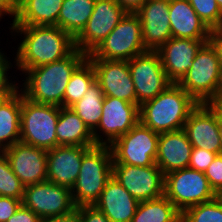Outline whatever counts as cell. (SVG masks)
Returning a JSON list of instances; mask_svg holds the SVG:
<instances>
[{
  "label": "cell",
  "mask_w": 222,
  "mask_h": 222,
  "mask_svg": "<svg viewBox=\"0 0 222 222\" xmlns=\"http://www.w3.org/2000/svg\"><path fill=\"white\" fill-rule=\"evenodd\" d=\"M18 89L0 100V152L20 142L21 93Z\"/></svg>",
  "instance_id": "obj_26"
},
{
  "label": "cell",
  "mask_w": 222,
  "mask_h": 222,
  "mask_svg": "<svg viewBox=\"0 0 222 222\" xmlns=\"http://www.w3.org/2000/svg\"><path fill=\"white\" fill-rule=\"evenodd\" d=\"M112 165V153L108 145H96L83 155L78 178L71 188L76 207L94 205L98 201L112 177Z\"/></svg>",
  "instance_id": "obj_4"
},
{
  "label": "cell",
  "mask_w": 222,
  "mask_h": 222,
  "mask_svg": "<svg viewBox=\"0 0 222 222\" xmlns=\"http://www.w3.org/2000/svg\"><path fill=\"white\" fill-rule=\"evenodd\" d=\"M18 9V0H0V18L4 16L3 14H8L13 16V23L16 19Z\"/></svg>",
  "instance_id": "obj_40"
},
{
  "label": "cell",
  "mask_w": 222,
  "mask_h": 222,
  "mask_svg": "<svg viewBox=\"0 0 222 222\" xmlns=\"http://www.w3.org/2000/svg\"><path fill=\"white\" fill-rule=\"evenodd\" d=\"M0 196L13 197L21 201L24 196V186L12 171L3 152H0Z\"/></svg>",
  "instance_id": "obj_32"
},
{
  "label": "cell",
  "mask_w": 222,
  "mask_h": 222,
  "mask_svg": "<svg viewBox=\"0 0 222 222\" xmlns=\"http://www.w3.org/2000/svg\"><path fill=\"white\" fill-rule=\"evenodd\" d=\"M86 58V53L75 49L62 60L28 69L24 89L20 91L34 103L64 107V94L70 77Z\"/></svg>",
  "instance_id": "obj_2"
},
{
  "label": "cell",
  "mask_w": 222,
  "mask_h": 222,
  "mask_svg": "<svg viewBox=\"0 0 222 222\" xmlns=\"http://www.w3.org/2000/svg\"><path fill=\"white\" fill-rule=\"evenodd\" d=\"M140 18L127 12L115 29L90 53L87 59L129 61L146 52Z\"/></svg>",
  "instance_id": "obj_7"
},
{
  "label": "cell",
  "mask_w": 222,
  "mask_h": 222,
  "mask_svg": "<svg viewBox=\"0 0 222 222\" xmlns=\"http://www.w3.org/2000/svg\"><path fill=\"white\" fill-rule=\"evenodd\" d=\"M129 13H135L147 0H116Z\"/></svg>",
  "instance_id": "obj_42"
},
{
  "label": "cell",
  "mask_w": 222,
  "mask_h": 222,
  "mask_svg": "<svg viewBox=\"0 0 222 222\" xmlns=\"http://www.w3.org/2000/svg\"><path fill=\"white\" fill-rule=\"evenodd\" d=\"M136 91V104L140 106L154 99L172 83L167 79L157 51L147 50L128 61Z\"/></svg>",
  "instance_id": "obj_10"
},
{
  "label": "cell",
  "mask_w": 222,
  "mask_h": 222,
  "mask_svg": "<svg viewBox=\"0 0 222 222\" xmlns=\"http://www.w3.org/2000/svg\"><path fill=\"white\" fill-rule=\"evenodd\" d=\"M139 122V106L111 96H105L102 115L97 128L92 132L96 145L110 146ZM103 132L105 140L98 135ZM102 139V140H101ZM108 141V142H107Z\"/></svg>",
  "instance_id": "obj_14"
},
{
  "label": "cell",
  "mask_w": 222,
  "mask_h": 222,
  "mask_svg": "<svg viewBox=\"0 0 222 222\" xmlns=\"http://www.w3.org/2000/svg\"><path fill=\"white\" fill-rule=\"evenodd\" d=\"M42 219L23 204L7 220V222H41Z\"/></svg>",
  "instance_id": "obj_38"
},
{
  "label": "cell",
  "mask_w": 222,
  "mask_h": 222,
  "mask_svg": "<svg viewBox=\"0 0 222 222\" xmlns=\"http://www.w3.org/2000/svg\"><path fill=\"white\" fill-rule=\"evenodd\" d=\"M188 140L193 147L222 154V142L218 127V106L198 104L184 124Z\"/></svg>",
  "instance_id": "obj_15"
},
{
  "label": "cell",
  "mask_w": 222,
  "mask_h": 222,
  "mask_svg": "<svg viewBox=\"0 0 222 222\" xmlns=\"http://www.w3.org/2000/svg\"><path fill=\"white\" fill-rule=\"evenodd\" d=\"M3 153L24 187L47 181V150L17 142Z\"/></svg>",
  "instance_id": "obj_17"
},
{
  "label": "cell",
  "mask_w": 222,
  "mask_h": 222,
  "mask_svg": "<svg viewBox=\"0 0 222 222\" xmlns=\"http://www.w3.org/2000/svg\"><path fill=\"white\" fill-rule=\"evenodd\" d=\"M104 92L100 85L95 81L84 94L82 99L71 105V108L93 132L100 121L102 115V106L104 100Z\"/></svg>",
  "instance_id": "obj_29"
},
{
  "label": "cell",
  "mask_w": 222,
  "mask_h": 222,
  "mask_svg": "<svg viewBox=\"0 0 222 222\" xmlns=\"http://www.w3.org/2000/svg\"><path fill=\"white\" fill-rule=\"evenodd\" d=\"M0 67H12L11 62H9L6 59V56L4 55V53L2 54L1 51H0Z\"/></svg>",
  "instance_id": "obj_46"
},
{
  "label": "cell",
  "mask_w": 222,
  "mask_h": 222,
  "mask_svg": "<svg viewBox=\"0 0 222 222\" xmlns=\"http://www.w3.org/2000/svg\"><path fill=\"white\" fill-rule=\"evenodd\" d=\"M57 146L94 147L93 133L83 120L69 107H60L56 125Z\"/></svg>",
  "instance_id": "obj_25"
},
{
  "label": "cell",
  "mask_w": 222,
  "mask_h": 222,
  "mask_svg": "<svg viewBox=\"0 0 222 222\" xmlns=\"http://www.w3.org/2000/svg\"><path fill=\"white\" fill-rule=\"evenodd\" d=\"M159 133L138 122L111 145L113 164L152 166L155 164Z\"/></svg>",
  "instance_id": "obj_9"
},
{
  "label": "cell",
  "mask_w": 222,
  "mask_h": 222,
  "mask_svg": "<svg viewBox=\"0 0 222 222\" xmlns=\"http://www.w3.org/2000/svg\"><path fill=\"white\" fill-rule=\"evenodd\" d=\"M96 0H64L57 26L75 38L91 17Z\"/></svg>",
  "instance_id": "obj_27"
},
{
  "label": "cell",
  "mask_w": 222,
  "mask_h": 222,
  "mask_svg": "<svg viewBox=\"0 0 222 222\" xmlns=\"http://www.w3.org/2000/svg\"><path fill=\"white\" fill-rule=\"evenodd\" d=\"M79 222H110V220L94 205L77 207Z\"/></svg>",
  "instance_id": "obj_36"
},
{
  "label": "cell",
  "mask_w": 222,
  "mask_h": 222,
  "mask_svg": "<svg viewBox=\"0 0 222 222\" xmlns=\"http://www.w3.org/2000/svg\"><path fill=\"white\" fill-rule=\"evenodd\" d=\"M90 148L65 145L47 150V181L71 189L78 178L83 155Z\"/></svg>",
  "instance_id": "obj_20"
},
{
  "label": "cell",
  "mask_w": 222,
  "mask_h": 222,
  "mask_svg": "<svg viewBox=\"0 0 222 222\" xmlns=\"http://www.w3.org/2000/svg\"><path fill=\"white\" fill-rule=\"evenodd\" d=\"M60 106L29 101L21 92L20 142L45 150L57 147Z\"/></svg>",
  "instance_id": "obj_6"
},
{
  "label": "cell",
  "mask_w": 222,
  "mask_h": 222,
  "mask_svg": "<svg viewBox=\"0 0 222 222\" xmlns=\"http://www.w3.org/2000/svg\"><path fill=\"white\" fill-rule=\"evenodd\" d=\"M135 13L141 21L142 39L146 50L157 51L172 38L169 0H147Z\"/></svg>",
  "instance_id": "obj_18"
},
{
  "label": "cell",
  "mask_w": 222,
  "mask_h": 222,
  "mask_svg": "<svg viewBox=\"0 0 222 222\" xmlns=\"http://www.w3.org/2000/svg\"><path fill=\"white\" fill-rule=\"evenodd\" d=\"M126 13L116 0H96L87 24L74 38L75 49L90 54L115 29Z\"/></svg>",
  "instance_id": "obj_12"
},
{
  "label": "cell",
  "mask_w": 222,
  "mask_h": 222,
  "mask_svg": "<svg viewBox=\"0 0 222 222\" xmlns=\"http://www.w3.org/2000/svg\"><path fill=\"white\" fill-rule=\"evenodd\" d=\"M41 222H79V215L77 213V207H76V210L70 214H67L64 216L45 218V219H42Z\"/></svg>",
  "instance_id": "obj_43"
},
{
  "label": "cell",
  "mask_w": 222,
  "mask_h": 222,
  "mask_svg": "<svg viewBox=\"0 0 222 222\" xmlns=\"http://www.w3.org/2000/svg\"><path fill=\"white\" fill-rule=\"evenodd\" d=\"M164 195L181 214L190 207L218 196L205 174L189 167L165 175Z\"/></svg>",
  "instance_id": "obj_8"
},
{
  "label": "cell",
  "mask_w": 222,
  "mask_h": 222,
  "mask_svg": "<svg viewBox=\"0 0 222 222\" xmlns=\"http://www.w3.org/2000/svg\"><path fill=\"white\" fill-rule=\"evenodd\" d=\"M64 0H18L12 26H57Z\"/></svg>",
  "instance_id": "obj_24"
},
{
  "label": "cell",
  "mask_w": 222,
  "mask_h": 222,
  "mask_svg": "<svg viewBox=\"0 0 222 222\" xmlns=\"http://www.w3.org/2000/svg\"><path fill=\"white\" fill-rule=\"evenodd\" d=\"M216 155L214 152L193 147L188 167L204 173Z\"/></svg>",
  "instance_id": "obj_35"
},
{
  "label": "cell",
  "mask_w": 222,
  "mask_h": 222,
  "mask_svg": "<svg viewBox=\"0 0 222 222\" xmlns=\"http://www.w3.org/2000/svg\"><path fill=\"white\" fill-rule=\"evenodd\" d=\"M218 127H219L221 142H222V107L220 106H218Z\"/></svg>",
  "instance_id": "obj_45"
},
{
  "label": "cell",
  "mask_w": 222,
  "mask_h": 222,
  "mask_svg": "<svg viewBox=\"0 0 222 222\" xmlns=\"http://www.w3.org/2000/svg\"><path fill=\"white\" fill-rule=\"evenodd\" d=\"M88 60L94 67L96 81L104 92V96H111L136 104V91L128 61Z\"/></svg>",
  "instance_id": "obj_16"
},
{
  "label": "cell",
  "mask_w": 222,
  "mask_h": 222,
  "mask_svg": "<svg viewBox=\"0 0 222 222\" xmlns=\"http://www.w3.org/2000/svg\"><path fill=\"white\" fill-rule=\"evenodd\" d=\"M196 14L212 31L221 28L222 12L216 0H188Z\"/></svg>",
  "instance_id": "obj_33"
},
{
  "label": "cell",
  "mask_w": 222,
  "mask_h": 222,
  "mask_svg": "<svg viewBox=\"0 0 222 222\" xmlns=\"http://www.w3.org/2000/svg\"><path fill=\"white\" fill-rule=\"evenodd\" d=\"M221 79L217 49L209 41L197 52L192 67L177 83L198 104L216 105V95Z\"/></svg>",
  "instance_id": "obj_5"
},
{
  "label": "cell",
  "mask_w": 222,
  "mask_h": 222,
  "mask_svg": "<svg viewBox=\"0 0 222 222\" xmlns=\"http://www.w3.org/2000/svg\"><path fill=\"white\" fill-rule=\"evenodd\" d=\"M96 81L92 63L86 58L72 73L64 94V107H70L84 96Z\"/></svg>",
  "instance_id": "obj_30"
},
{
  "label": "cell",
  "mask_w": 222,
  "mask_h": 222,
  "mask_svg": "<svg viewBox=\"0 0 222 222\" xmlns=\"http://www.w3.org/2000/svg\"><path fill=\"white\" fill-rule=\"evenodd\" d=\"M216 106L220 107L222 106V70H221L220 84L216 95Z\"/></svg>",
  "instance_id": "obj_44"
},
{
  "label": "cell",
  "mask_w": 222,
  "mask_h": 222,
  "mask_svg": "<svg viewBox=\"0 0 222 222\" xmlns=\"http://www.w3.org/2000/svg\"><path fill=\"white\" fill-rule=\"evenodd\" d=\"M131 222H181V213L164 195L139 202Z\"/></svg>",
  "instance_id": "obj_28"
},
{
  "label": "cell",
  "mask_w": 222,
  "mask_h": 222,
  "mask_svg": "<svg viewBox=\"0 0 222 222\" xmlns=\"http://www.w3.org/2000/svg\"><path fill=\"white\" fill-rule=\"evenodd\" d=\"M181 222H222V198L197 204L181 214Z\"/></svg>",
  "instance_id": "obj_31"
},
{
  "label": "cell",
  "mask_w": 222,
  "mask_h": 222,
  "mask_svg": "<svg viewBox=\"0 0 222 222\" xmlns=\"http://www.w3.org/2000/svg\"><path fill=\"white\" fill-rule=\"evenodd\" d=\"M197 105L184 89L172 83L154 99L139 106V122L159 134L182 130Z\"/></svg>",
  "instance_id": "obj_3"
},
{
  "label": "cell",
  "mask_w": 222,
  "mask_h": 222,
  "mask_svg": "<svg viewBox=\"0 0 222 222\" xmlns=\"http://www.w3.org/2000/svg\"><path fill=\"white\" fill-rule=\"evenodd\" d=\"M22 204L41 219L64 216L76 210L71 189L50 181L24 187Z\"/></svg>",
  "instance_id": "obj_11"
},
{
  "label": "cell",
  "mask_w": 222,
  "mask_h": 222,
  "mask_svg": "<svg viewBox=\"0 0 222 222\" xmlns=\"http://www.w3.org/2000/svg\"><path fill=\"white\" fill-rule=\"evenodd\" d=\"M169 19L172 37L210 40L211 30L199 18L188 0H169Z\"/></svg>",
  "instance_id": "obj_23"
},
{
  "label": "cell",
  "mask_w": 222,
  "mask_h": 222,
  "mask_svg": "<svg viewBox=\"0 0 222 222\" xmlns=\"http://www.w3.org/2000/svg\"><path fill=\"white\" fill-rule=\"evenodd\" d=\"M210 40L170 38L157 52L167 79L177 84L192 67L200 48Z\"/></svg>",
  "instance_id": "obj_19"
},
{
  "label": "cell",
  "mask_w": 222,
  "mask_h": 222,
  "mask_svg": "<svg viewBox=\"0 0 222 222\" xmlns=\"http://www.w3.org/2000/svg\"><path fill=\"white\" fill-rule=\"evenodd\" d=\"M216 3H217L219 9H220L221 12H222V0H216Z\"/></svg>",
  "instance_id": "obj_47"
},
{
  "label": "cell",
  "mask_w": 222,
  "mask_h": 222,
  "mask_svg": "<svg viewBox=\"0 0 222 222\" xmlns=\"http://www.w3.org/2000/svg\"><path fill=\"white\" fill-rule=\"evenodd\" d=\"M192 148L183 129L160 133L155 164L161 168L164 175L187 168Z\"/></svg>",
  "instance_id": "obj_21"
},
{
  "label": "cell",
  "mask_w": 222,
  "mask_h": 222,
  "mask_svg": "<svg viewBox=\"0 0 222 222\" xmlns=\"http://www.w3.org/2000/svg\"><path fill=\"white\" fill-rule=\"evenodd\" d=\"M21 205L22 201L19 199L0 196V222H7Z\"/></svg>",
  "instance_id": "obj_37"
},
{
  "label": "cell",
  "mask_w": 222,
  "mask_h": 222,
  "mask_svg": "<svg viewBox=\"0 0 222 222\" xmlns=\"http://www.w3.org/2000/svg\"><path fill=\"white\" fill-rule=\"evenodd\" d=\"M204 174L209 181L210 187L220 196L222 194V154L216 155Z\"/></svg>",
  "instance_id": "obj_34"
},
{
  "label": "cell",
  "mask_w": 222,
  "mask_h": 222,
  "mask_svg": "<svg viewBox=\"0 0 222 222\" xmlns=\"http://www.w3.org/2000/svg\"><path fill=\"white\" fill-rule=\"evenodd\" d=\"M139 202L112 176L94 204L110 222H131Z\"/></svg>",
  "instance_id": "obj_22"
},
{
  "label": "cell",
  "mask_w": 222,
  "mask_h": 222,
  "mask_svg": "<svg viewBox=\"0 0 222 222\" xmlns=\"http://www.w3.org/2000/svg\"><path fill=\"white\" fill-rule=\"evenodd\" d=\"M10 67H0V98L8 97L12 92H14L18 86H16L15 81L9 82L7 71Z\"/></svg>",
  "instance_id": "obj_39"
},
{
  "label": "cell",
  "mask_w": 222,
  "mask_h": 222,
  "mask_svg": "<svg viewBox=\"0 0 222 222\" xmlns=\"http://www.w3.org/2000/svg\"><path fill=\"white\" fill-rule=\"evenodd\" d=\"M11 30L25 35L15 58L23 73L62 60L75 50L74 38L58 26H11Z\"/></svg>",
  "instance_id": "obj_1"
},
{
  "label": "cell",
  "mask_w": 222,
  "mask_h": 222,
  "mask_svg": "<svg viewBox=\"0 0 222 222\" xmlns=\"http://www.w3.org/2000/svg\"><path fill=\"white\" fill-rule=\"evenodd\" d=\"M210 42L217 49L220 61V67L222 70V29H215L211 31Z\"/></svg>",
  "instance_id": "obj_41"
},
{
  "label": "cell",
  "mask_w": 222,
  "mask_h": 222,
  "mask_svg": "<svg viewBox=\"0 0 222 222\" xmlns=\"http://www.w3.org/2000/svg\"><path fill=\"white\" fill-rule=\"evenodd\" d=\"M112 176L138 202L164 196L165 175L156 164L147 167L113 164Z\"/></svg>",
  "instance_id": "obj_13"
}]
</instances>
